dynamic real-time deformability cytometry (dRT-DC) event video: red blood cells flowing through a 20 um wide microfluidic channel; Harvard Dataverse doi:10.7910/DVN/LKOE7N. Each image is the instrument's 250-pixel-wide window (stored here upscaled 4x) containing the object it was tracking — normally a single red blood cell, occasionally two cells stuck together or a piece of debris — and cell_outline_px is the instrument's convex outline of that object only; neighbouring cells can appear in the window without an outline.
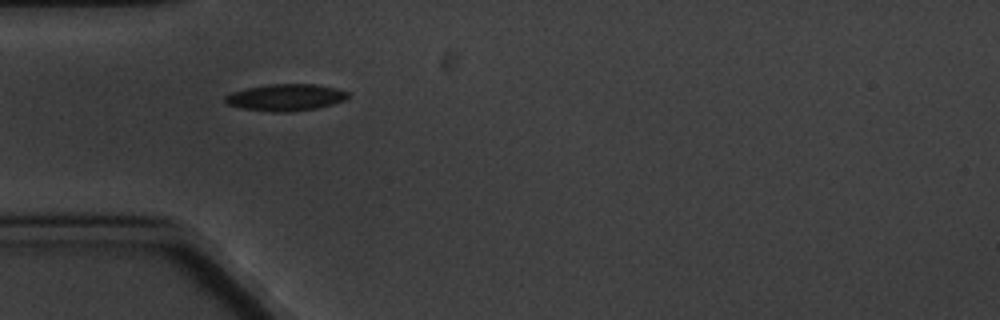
{"species": "common noctule bat (a hibernating species)", "species_latin": "Nyctalus noctula", "temperature_condition": "cold", "stored_images_in_passage": 7, "camera_frame_rate_fps": 3000, "um_per_image_px": 0.085, "animal": {"sex": "male", "body_mass_g": 20.1, "forearm_length_mm": 53.5}, "frame": {"image": 1, "passage_image": 5, "time_ms": 5.667, "image_size_px": [1000, 320], "cell_outline_px": [[348, 96], [344, 100], [332, 104], [316, 108], [292, 112], [272, 112], [240, 108], [224, 104], [224, 96], [232, 92], [248, 88], [268, 84], [316, 84], [336, 88], [348, 92]], "centroid_in_image_um": [24.24, 8.28], "position_along_channel_um": 60.8, "area_um2": 19.25}}